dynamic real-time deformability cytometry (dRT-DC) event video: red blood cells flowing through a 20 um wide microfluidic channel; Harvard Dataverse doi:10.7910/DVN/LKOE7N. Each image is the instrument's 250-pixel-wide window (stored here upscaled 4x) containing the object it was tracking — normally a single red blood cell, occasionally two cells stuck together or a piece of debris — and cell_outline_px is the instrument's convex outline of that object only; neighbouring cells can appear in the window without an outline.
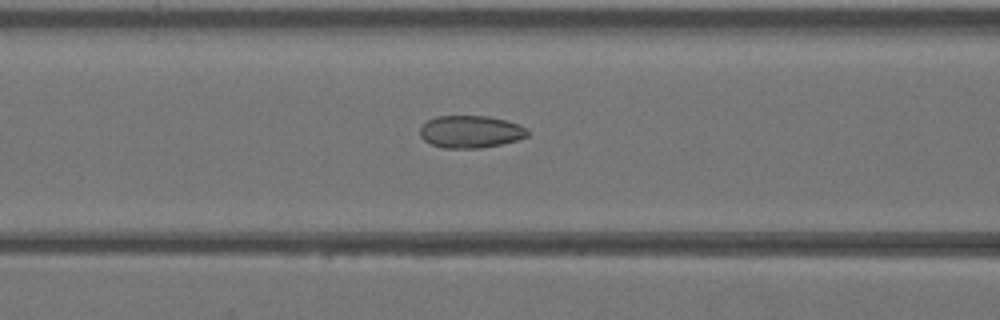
{"species": "Egyptian fruit bat (a non-hibernating species)", "species_latin": "Rousettus aegyptiacus", "temperature_condition": "warm", "stored_images_in_passage": 28, "camera_frame_rate_fps": 3000, "um_per_image_px": 0.085, "animal": {"sex": "female"}, "frame": {"image": 1, "passage_image": 4, "time_ms": 1.0, "image_size_px": [1000, 320], "cell_outline_px": [[528, 136], [516, 140], [500, 144], [480, 148], [444, 148], [432, 144], [424, 140], [420, 136], [420, 128], [428, 120], [436, 116], [488, 116], [520, 124], [528, 132]], "centroid_in_image_um": [39.98, 11.19], "position_along_channel_um": 126.6, "area_um2": 20.11}}
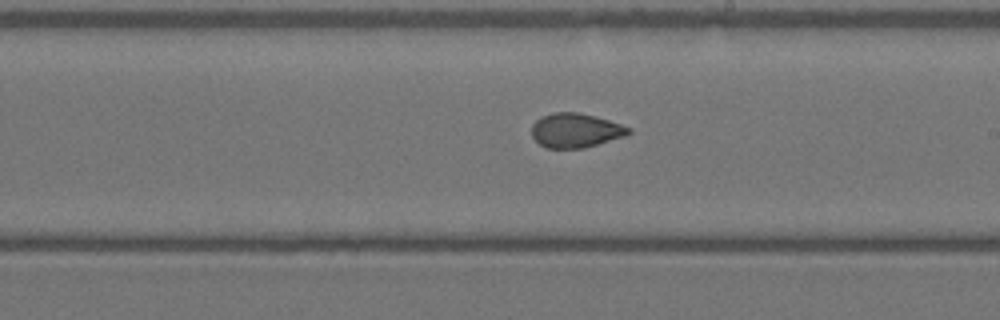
{"frame": {"image": 2, "passage_image": 11, "time_ms": 3.333, "image_size_px": [1000, 320], "cell_outline_px": [[632, 132], [624, 136], [584, 148], [544, 148], [532, 136], [532, 124], [536, 120], [552, 112], [576, 112], [596, 116], [632, 128]], "centroid_in_image_um": [48.92, 11.08], "position_along_channel_um": 240.1, "area_um2": 19.31}}
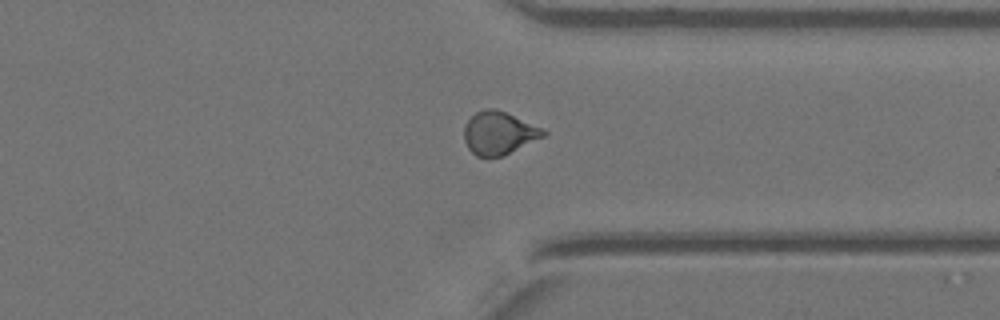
{"frame": {"image": 3, "passage_image": 19, "time_ms": 6.0, "image_size_px": [1000, 320], "cell_outline_px": [[548, 132], [544, 136], [504, 156], [476, 156], [468, 148], [464, 140], [464, 124], [476, 112], [484, 108], [496, 108], [540, 128]], "centroid_in_image_um": [42.36, 11.31], "position_along_channel_um": 369.0, "area_um2": 19.59}}